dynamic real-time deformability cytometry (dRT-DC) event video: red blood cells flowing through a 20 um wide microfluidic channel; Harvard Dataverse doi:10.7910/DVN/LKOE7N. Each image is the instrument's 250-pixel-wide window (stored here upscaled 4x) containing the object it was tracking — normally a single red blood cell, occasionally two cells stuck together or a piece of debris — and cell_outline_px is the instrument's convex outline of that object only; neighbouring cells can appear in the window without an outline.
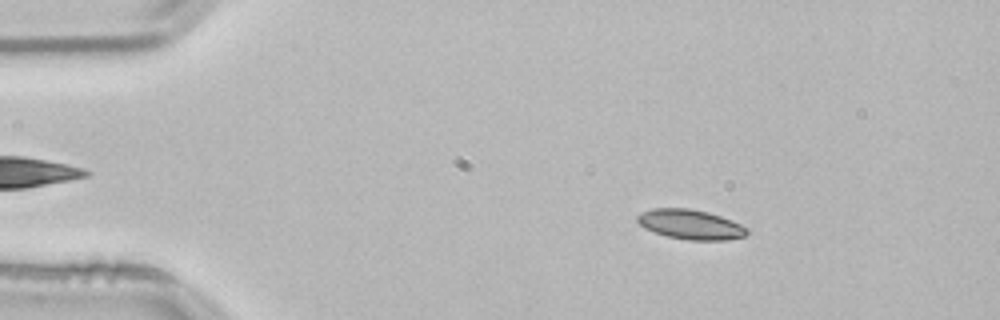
{"species": "common noctule bat (a hibernating species)", "species_latin": "Nyctalus noctula", "temperature_condition": "room temperature", "stored_images_in_passage": 53, "camera_frame_rate_fps": 3000, "um_per_image_px": 0.085, "animal": {"sex": "male", "body_mass_g": 21.5, "forearm_length_mm": 52.0}, "frame": {"image": 1, "passage_image": 8, "time_ms": 2.333, "image_size_px": [1000, 320], "cell_outline_px": [[748, 232], [744, 236], [724, 240], [688, 240], [668, 236], [644, 228], [636, 220], [636, 216], [640, 212], [652, 208], [688, 208], [708, 212], [732, 220], [748, 228]], "centroid_in_image_um": [58.67, 19.06], "position_along_channel_um": 26.3, "area_um2": 18.96}}
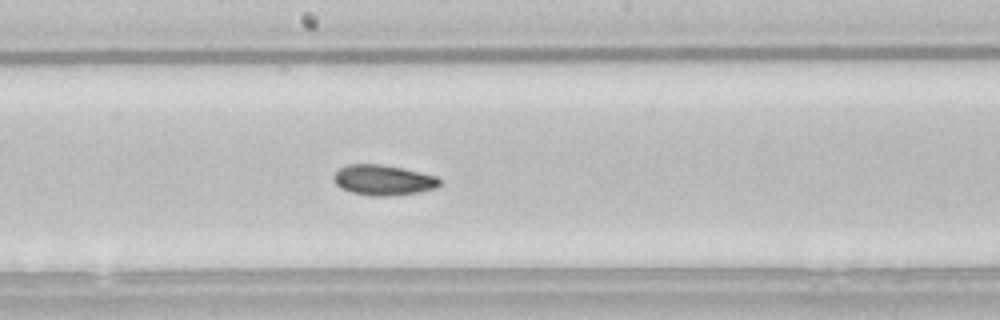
{"frame": {"image": 2, "passage_image": 28, "time_ms": 9.0, "image_size_px": [1000, 320], "cell_outline_px": [[440, 184], [436, 188], [420, 192], [384, 196], [372, 196], [352, 192], [340, 188], [336, 184], [332, 176], [340, 168], [348, 164], [380, 164], [420, 172], [436, 176], [440, 180]], "centroid_in_image_um": [32.56, 15.31], "position_along_channel_um": 215.6, "area_um2": 18.61}}
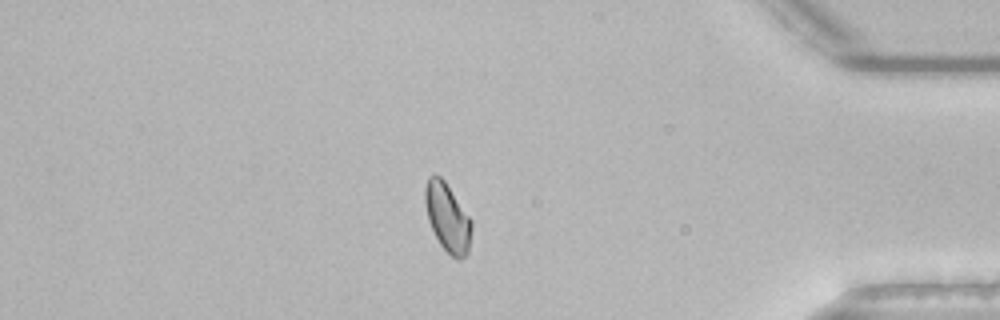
{"frame": {"image": 3, "passage_image": 45, "time_ms": 14.667, "image_size_px": [1000, 320], "cell_outline_px": [[472, 228], [468, 252], [460, 260], [456, 260], [440, 244], [428, 220], [424, 200], [424, 188], [428, 176], [440, 176], [444, 180], [472, 220]], "centroid_in_image_um": [38.04, 18.49], "position_along_channel_um": 397.2, "area_um2": 18.44}, "authors_computed_cell_mechanics": {"area_um2": 18.5538, "velocity_mm_per_s": 3.8217, "shape_relaxation_time_tau1_ms": 9.5661, "shape_relaxation_time_tau2_ms": null, "deformation_change_tau1": 0.1306, "deformation_change_tau2": null}}